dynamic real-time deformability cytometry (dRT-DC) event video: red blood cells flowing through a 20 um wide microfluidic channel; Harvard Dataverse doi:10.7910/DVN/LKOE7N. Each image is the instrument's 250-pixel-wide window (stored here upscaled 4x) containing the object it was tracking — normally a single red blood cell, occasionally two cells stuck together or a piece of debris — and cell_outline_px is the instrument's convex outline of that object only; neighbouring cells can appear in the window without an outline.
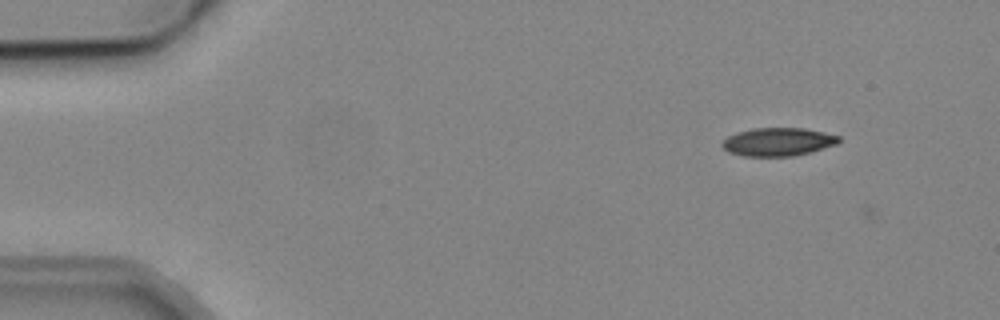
{"species": "common noctule bat (a hibernating species)", "species_latin": "Nyctalus noctula", "temperature_condition": "cold", "stored_images_in_passage": 6, "camera_frame_rate_fps": 3000, "um_per_image_px": 0.085, "animal": {"sex": "male", "body_mass_g": 19.2, "forearm_length_mm": 51.8}, "frame": {"image": 1, "passage_image": 2, "time_ms": 1.0, "image_size_px": [1000, 320], "cell_outline_px": [[840, 140], [836, 144], [808, 152], [792, 156], [744, 156], [728, 152], [720, 144], [728, 136], [736, 132], [752, 128], [804, 128], [824, 132], [840, 136]], "centroid_in_image_um": [66.09, 12.05], "position_along_channel_um": 18.9, "area_um2": 19.07}}